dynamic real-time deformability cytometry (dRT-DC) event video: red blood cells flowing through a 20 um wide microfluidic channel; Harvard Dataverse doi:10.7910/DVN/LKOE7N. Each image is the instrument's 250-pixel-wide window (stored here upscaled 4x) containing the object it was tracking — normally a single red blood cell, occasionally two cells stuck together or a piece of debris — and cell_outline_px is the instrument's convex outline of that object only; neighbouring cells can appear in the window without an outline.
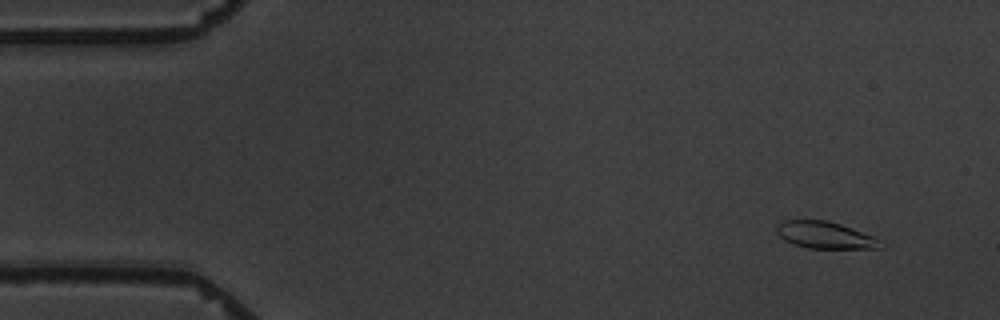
{"species": "common noctule bat (a hibernating species)", "species_latin": "Nyctalus noctula", "temperature_condition": "warm", "stored_images_in_passage": 5, "camera_frame_rate_fps": 3000, "um_per_image_px": 0.085, "animal": {"sex": "male", "body_mass_g": 19.5, "forearm_length_mm": 54.6}, "frame": {"image": 1, "passage_image": 2, "time_ms": 1.333, "image_size_px": [1000, 320], "cell_outline_px": [[888, 244], [884, 248], [808, 248], [784, 240], [776, 232], [776, 224], [784, 220], [828, 220], [876, 236]], "centroid_in_image_um": [70.22, 19.98], "position_along_channel_um": 14.8, "area_um2": 16.59}}